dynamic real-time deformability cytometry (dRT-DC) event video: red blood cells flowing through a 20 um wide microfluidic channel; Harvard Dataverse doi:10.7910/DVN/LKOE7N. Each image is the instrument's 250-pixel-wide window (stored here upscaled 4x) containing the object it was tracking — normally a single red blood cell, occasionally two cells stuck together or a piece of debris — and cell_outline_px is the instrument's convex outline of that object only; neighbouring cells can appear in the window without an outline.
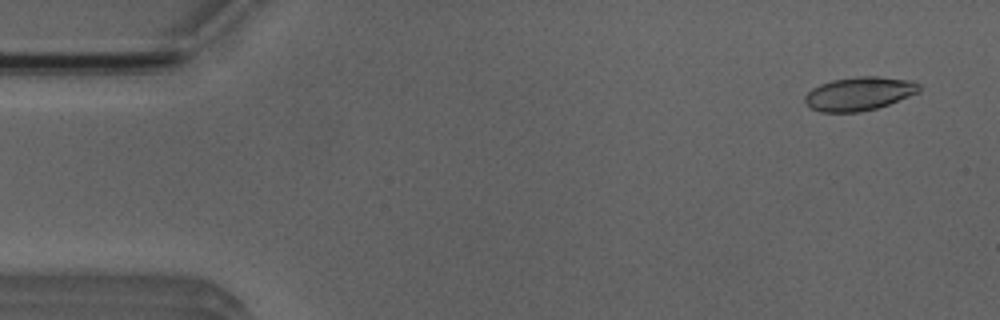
{"species": "Egyptian fruit bat (a non-hibernating species)", "species_latin": "Rousettus aegyptiacus", "temperature_condition": "room temperature", "stored_images_in_passage": 52, "camera_frame_rate_fps": 3000, "um_per_image_px": 0.085, "animal": {"sex": "male"}, "frame": {"image": 1, "passage_image": 3, "time_ms": 0.667, "image_size_px": [1000, 320], "cell_outline_px": [[920, 92], [888, 104], [876, 108], [860, 112], [820, 112], [812, 108], [804, 100], [804, 96], [812, 88], [820, 84], [832, 80], [856, 76], [876, 76], [912, 80], [920, 84]], "centroid_in_image_um": [73.04, 7.95], "position_along_channel_um": 12.0, "area_um2": 22.37}}
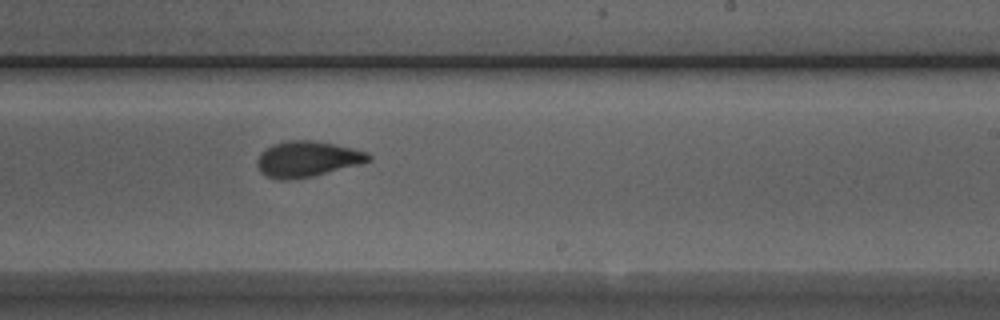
{"frame": {"image": 2, "passage_image": 31, "time_ms": 10.0, "image_size_px": [1000, 320], "cell_outline_px": [[372, 160], [360, 164], [312, 176], [288, 180], [276, 180], [264, 176], [260, 172], [256, 164], [256, 160], [260, 152], [272, 144], [288, 140], [316, 140], [352, 148], [368, 152], [372, 156]], "centroid_in_image_um": [26.08, 13.52], "position_along_channel_um": 262.9, "area_um2": 23.47}}
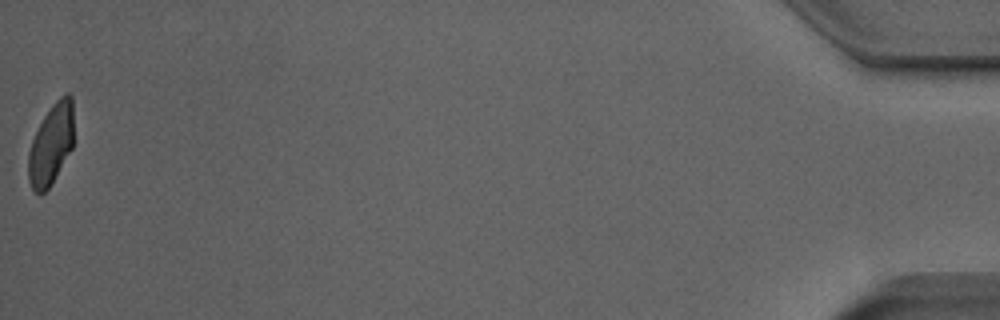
{"frame": {"image": 3, "passage_image": 52, "time_ms": 17.0, "image_size_px": [1000, 320], "cell_outline_px": [[72, 148], [52, 184], [44, 192], [36, 192], [32, 188], [28, 180], [28, 152], [32, 140], [44, 116], [52, 104], [64, 92], [68, 92], [72, 96]], "centroid_in_image_um": [4.33, 12.26], "position_along_channel_um": 430.9, "area_um2": 21.21}, "authors_computed_cell_mechanics": {"area_um2": 23.12, "velocity_mm_per_s": 3.9116, "shape_relaxation_time_tau1_ms": 4.121, "shape_relaxation_time_tau2_ms": 1.1649, "deformation_change_tau1": 0.1383, "deformation_change_tau2": 0.0623}}